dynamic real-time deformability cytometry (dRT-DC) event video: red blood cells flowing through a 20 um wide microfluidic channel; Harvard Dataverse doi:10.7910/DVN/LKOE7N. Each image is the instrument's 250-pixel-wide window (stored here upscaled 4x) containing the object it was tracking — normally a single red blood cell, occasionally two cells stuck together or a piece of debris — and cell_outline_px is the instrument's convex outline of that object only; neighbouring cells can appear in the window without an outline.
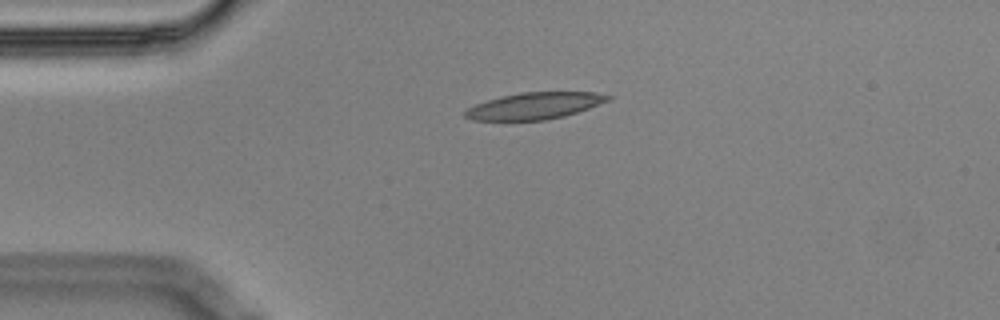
{"species": "Egyptian fruit bat (a non-hibernating species)", "species_latin": "Rousettus aegyptiacus", "temperature_condition": "cold", "stored_images_in_passage": 3, "camera_frame_rate_fps": 3000, "um_per_image_px": 0.085, "animal": {"sex": "male"}, "frame": {"image": 1, "passage_image": 1, "time_ms": 0.0, "image_size_px": [1000, 320], "cell_outline_px": [[612, 96], [608, 100], [588, 108], [564, 116], [544, 120], [472, 120], [464, 116], [464, 112], [468, 108], [476, 104], [500, 96], [520, 92], [592, 92]], "centroid_in_image_um": [45.39, 8.99], "position_along_channel_um": 39.6, "area_um2": 21.91}}
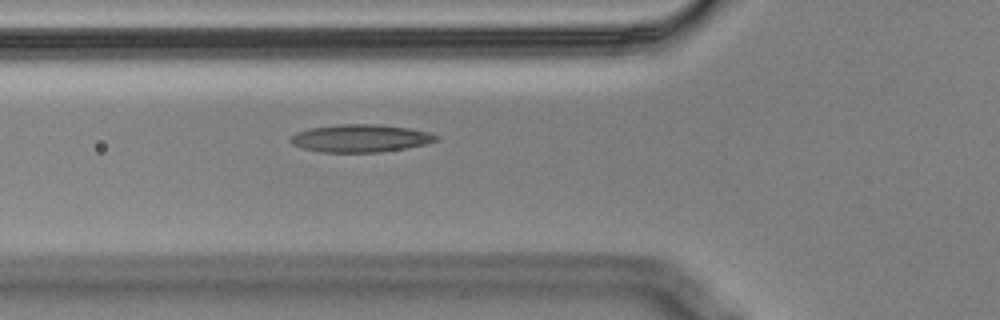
{"frame": {"image": 2, "passage_image": 3, "time_ms": 0.667, "image_size_px": [1000, 320], "cell_outline_px": [[440, 140], [424, 144], [404, 148], [380, 152], [320, 152], [304, 148], [292, 144], [288, 140], [296, 132], [308, 128], [336, 124], [380, 124], [408, 128], [428, 132], [440, 136]], "centroid_in_image_um": [30.63, 11.74], "position_along_channel_um": 95.2, "area_um2": 23.58}}